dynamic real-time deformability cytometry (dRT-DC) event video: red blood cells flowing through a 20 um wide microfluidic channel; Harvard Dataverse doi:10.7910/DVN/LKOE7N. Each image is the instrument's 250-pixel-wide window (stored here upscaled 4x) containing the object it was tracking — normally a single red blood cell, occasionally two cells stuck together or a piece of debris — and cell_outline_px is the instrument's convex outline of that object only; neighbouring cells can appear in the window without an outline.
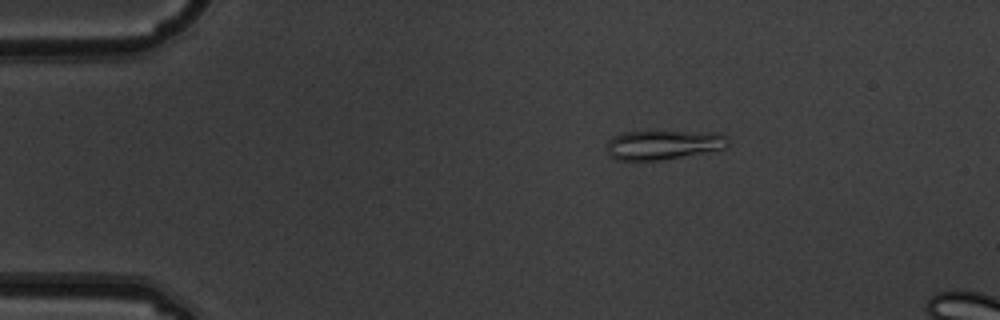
{"species": "common noctule bat (a hibernating species)", "species_latin": "Nyctalus noctula", "temperature_condition": "warm", "stored_images_in_passage": 3, "camera_frame_rate_fps": 3000, "um_per_image_px": 0.085, "animal": {"sex": "male", "body_mass_g": 19.5, "forearm_length_mm": 54.6}, "frame": {"image": 1, "passage_image": 1, "time_ms": 0.0, "image_size_px": [1000, 320], "cell_outline_px": [[728, 144], [724, 148], [660, 160], [616, 160], [608, 152], [608, 140], [612, 136], [624, 132], [716, 132], [724, 136], [728, 140]], "centroid_in_image_um": [56.34, 12.3], "position_along_channel_um": 28.7, "area_um2": 20.23}}